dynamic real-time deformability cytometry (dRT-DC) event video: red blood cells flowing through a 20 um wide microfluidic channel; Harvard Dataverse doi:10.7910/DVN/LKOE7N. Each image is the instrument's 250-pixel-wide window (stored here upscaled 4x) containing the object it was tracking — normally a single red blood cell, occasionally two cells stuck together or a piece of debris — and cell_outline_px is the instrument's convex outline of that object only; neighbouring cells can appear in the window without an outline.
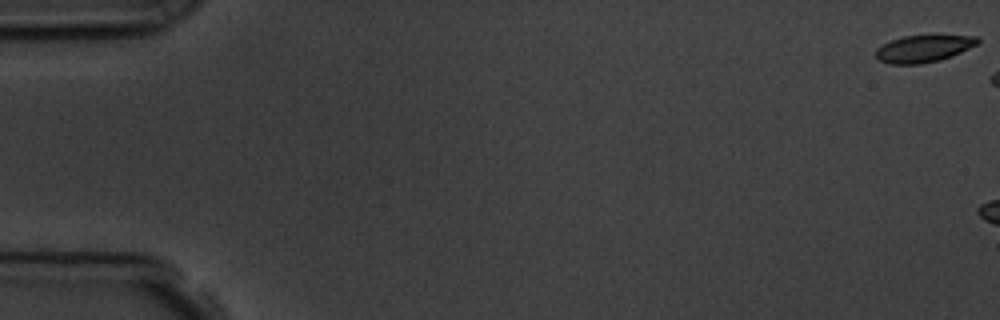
{"species": "common noctule bat (a hibernating species)", "species_latin": "Nyctalus noctula", "temperature_condition": "room temperature", "stored_images_in_passage": 3, "camera_frame_rate_fps": 3000, "um_per_image_px": 0.085, "animal": {"sex": "male", "body_mass_g": 19.5, "forearm_length_mm": 54.6}, "frame": {"image": 1, "passage_image": 1, "time_ms": 0.0, "image_size_px": [1000, 320], "cell_outline_px": [[980, 40], [976, 44], [952, 56], [940, 60], [920, 64], [892, 64], [880, 60], [876, 56], [876, 48], [892, 40], [904, 36], [976, 36]], "centroid_in_image_um": [78.48, 4.14], "position_along_channel_um": 6.5, "area_um2": 15.66}}